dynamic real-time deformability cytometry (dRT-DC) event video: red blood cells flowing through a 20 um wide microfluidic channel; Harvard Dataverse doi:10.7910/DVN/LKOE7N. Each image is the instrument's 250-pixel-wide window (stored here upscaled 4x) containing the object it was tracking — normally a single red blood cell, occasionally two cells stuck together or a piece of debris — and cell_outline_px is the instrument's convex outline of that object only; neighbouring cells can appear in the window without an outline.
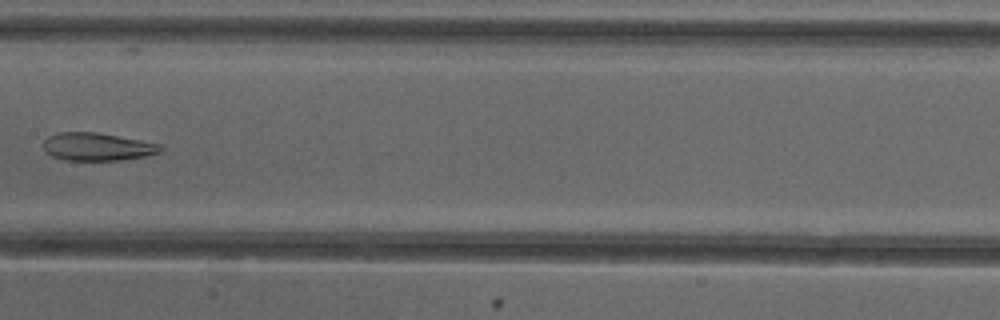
{"species": "common noctule bat (a hibernating species)", "species_latin": "Nyctalus noctula", "temperature_condition": "cold", "stored_images_in_passage": 6, "camera_frame_rate_fps": 3000, "um_per_image_px": 0.085, "animal": {"sex": "female"}, "frame": {"image": 1, "passage_image": 6, "time_ms": 6.667, "image_size_px": [1000, 320], "cell_outline_px": [[164, 148], [160, 152], [148, 156], [124, 160], [64, 160], [52, 156], [44, 152], [44, 140], [48, 136], [56, 132], [96, 132], [140, 140], [160, 144]], "centroid_in_image_um": [8.27, 12.48], "position_along_channel_um": 199.1, "area_um2": 19.19}}